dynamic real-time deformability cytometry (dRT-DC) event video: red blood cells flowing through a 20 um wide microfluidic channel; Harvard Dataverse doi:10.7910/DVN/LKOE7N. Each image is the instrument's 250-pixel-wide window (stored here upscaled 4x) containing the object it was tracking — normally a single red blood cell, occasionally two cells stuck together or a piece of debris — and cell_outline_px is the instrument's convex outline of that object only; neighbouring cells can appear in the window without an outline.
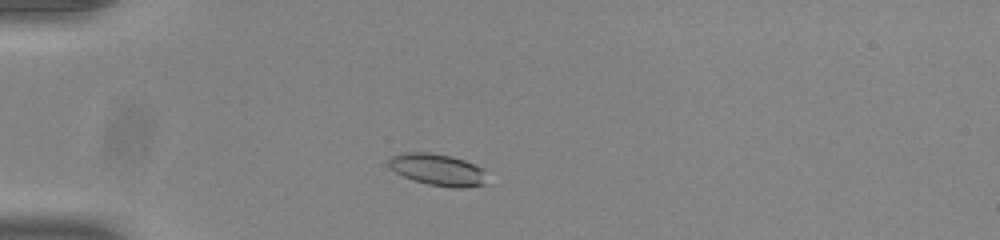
{"species": "common noctule bat (a hibernating species)", "species_latin": "Nyctalus noctula", "temperature_condition": "room temperature", "stored_images_in_passage": 42, "camera_frame_rate_fps": 3000, "um_per_image_px": 0.085, "animal": {"sex": "male", "body_mass_g": 20.0, "forearm_length_mm": 53.3}, "frame": {"image": 1, "passage_image": 4, "time_ms": 1.0, "image_size_px": [1000, 240], "cell_outline_px": [[484, 184], [464, 188], [452, 188], [428, 184], [412, 180], [396, 172], [388, 164], [388, 160], [392, 156], [404, 152], [424, 152], [452, 156], [464, 160], [484, 168]], "centroid_in_image_um": [37.2, 14.42], "position_along_channel_um": 47.8, "area_um2": 18.09}}
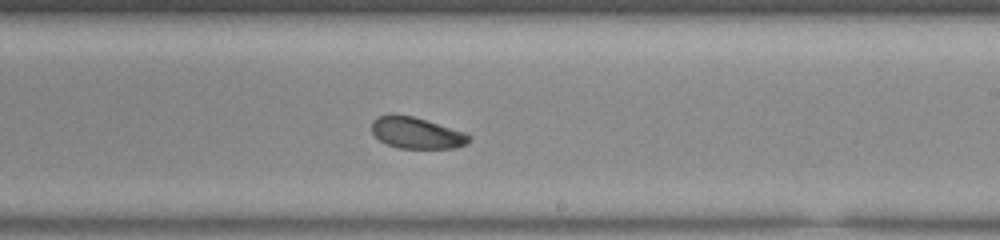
{"frame": {"image": 2, "passage_image": 22, "time_ms": 7.0, "image_size_px": [1000, 240], "cell_outline_px": [[472, 140], [456, 148], [400, 148], [388, 144], [380, 140], [372, 132], [372, 120], [376, 116], [412, 116], [468, 132], [472, 136]], "centroid_in_image_um": [35.48, 11.31], "position_along_channel_um": 253.5, "area_um2": 17.63}}
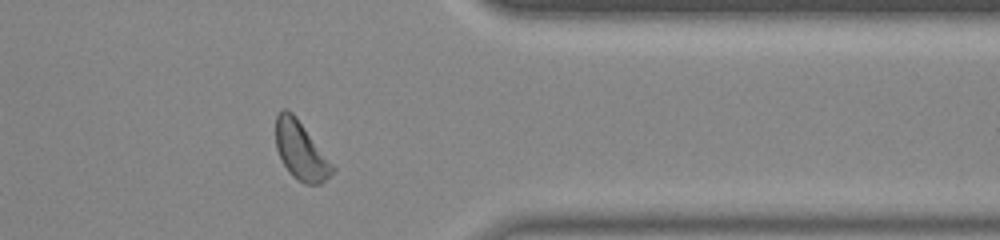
{"frame": {"image": 3, "passage_image": 33, "time_ms": 10.667, "image_size_px": [1000, 240], "cell_outline_px": [[336, 168], [320, 184], [304, 184], [292, 176], [288, 172], [276, 148], [276, 116], [284, 108], [292, 112], [296, 116]], "centroid_in_image_um": [25.56, 12.81], "position_along_channel_um": 385.8, "area_um2": 18.96}, "authors_computed_cell_mechanics": {"area_um2": 18.3515, "velocity_mm_per_s": 3.8552, "shape_relaxation_time_tau1_ms": 1.3973, "shape_relaxation_time_tau2_ms": 6.418, "deformation_change_tau1": 0.0876, "deformation_change_tau2": 0.1069}}